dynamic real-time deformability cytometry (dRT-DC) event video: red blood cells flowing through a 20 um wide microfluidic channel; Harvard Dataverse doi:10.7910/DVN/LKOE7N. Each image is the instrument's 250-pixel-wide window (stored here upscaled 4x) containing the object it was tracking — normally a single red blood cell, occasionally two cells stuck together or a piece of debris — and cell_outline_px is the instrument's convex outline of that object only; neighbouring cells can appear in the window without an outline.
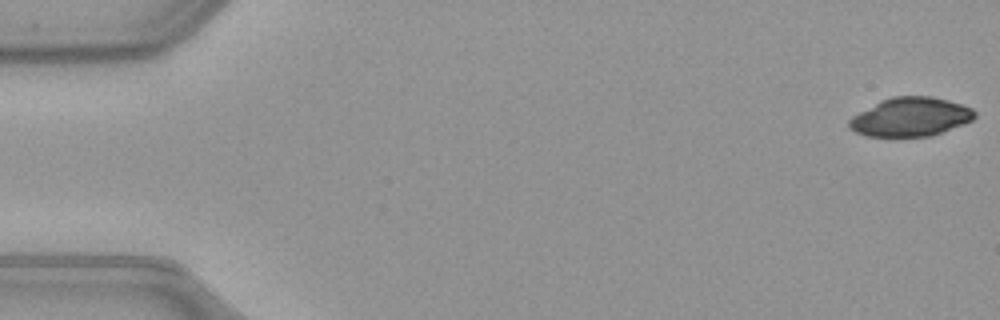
{"species": "common noctule bat (a hibernating species)", "species_latin": "Nyctalus noctula", "temperature_condition": "warm", "stored_images_in_passage": 51, "camera_frame_rate_fps": 3000, "um_per_image_px": 0.085, "animal": {"sex": "female", "body_mass_g": 21.9}, "frame": {"image": 1, "passage_image": 1, "time_ms": 0.0, "image_size_px": [1000, 320], "cell_outline_px": [[976, 116], [972, 120], [964, 124], [928, 136], [864, 136], [848, 128], [848, 120], [852, 116], [880, 100], [892, 96], [932, 96], [948, 100], [972, 108], [976, 112]], "centroid_in_image_um": [77.37, 9.93], "position_along_channel_um": 7.6, "area_um2": 28.38}}
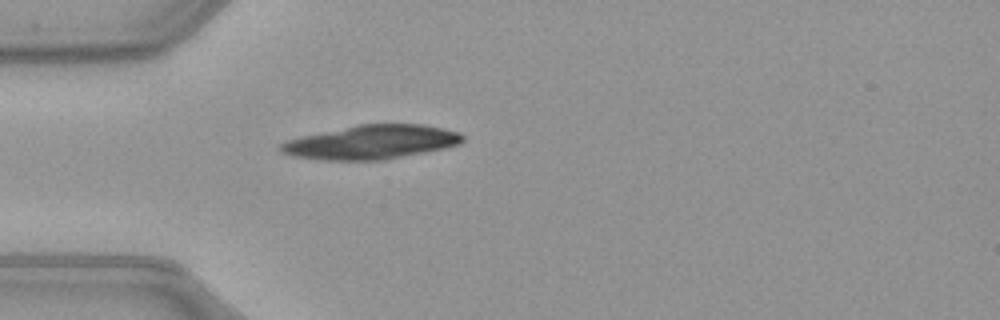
{"frame": {"image": 2, "passage_image": 15, "time_ms": 4.667, "image_size_px": [1000, 320], "cell_outline_px": [[464, 140], [460, 144], [444, 148], [384, 160], [324, 160], [292, 156], [280, 152], [276, 148], [280, 144], [288, 140], [300, 136], [360, 124], [424, 124], [460, 132], [464, 136]], "centroid_in_image_um": [31.55, 12.08], "position_along_channel_um": 53.4, "area_um2": 36.07}}
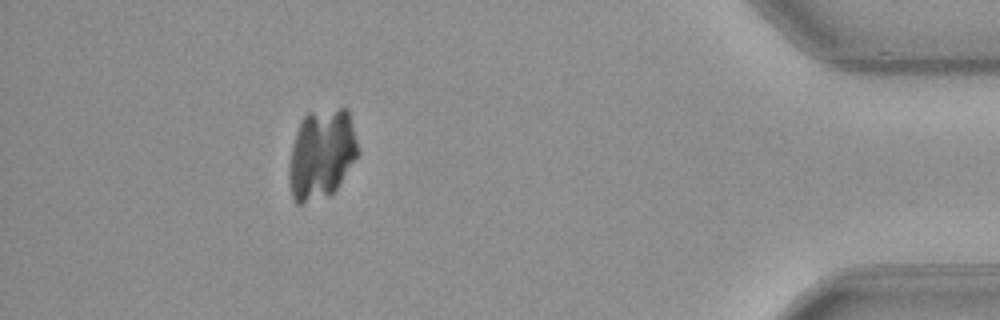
{"frame": {"image": 3, "passage_image": 46, "time_ms": 15.0, "image_size_px": [1000, 320], "cell_outline_px": [[360, 152], [336, 188], [328, 196], [300, 204], [296, 204], [292, 196], [288, 180], [288, 168], [292, 144], [296, 132], [304, 116], [308, 112], [340, 108], [348, 108]], "centroid_in_image_um": [27.32, 13.09], "position_along_channel_um": 407.9, "area_um2": 36.24}}